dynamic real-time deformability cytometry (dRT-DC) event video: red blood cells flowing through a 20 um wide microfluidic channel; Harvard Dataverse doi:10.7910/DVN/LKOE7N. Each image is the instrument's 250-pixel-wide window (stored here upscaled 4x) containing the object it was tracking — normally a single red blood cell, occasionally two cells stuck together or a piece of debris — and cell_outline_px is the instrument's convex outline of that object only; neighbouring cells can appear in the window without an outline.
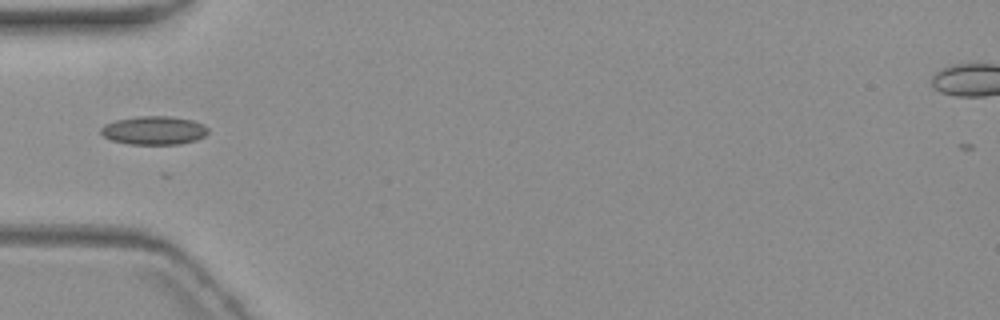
{"species": "common noctule bat (a hibernating species)", "species_latin": "Nyctalus noctula", "temperature_condition": "warm", "stored_images_in_passage": 3, "camera_frame_rate_fps": 3000, "um_per_image_px": 0.085, "animal": {"sex": "female", "body_mass_g": 19.3, "forearm_length_mm": 54.1}, "frame": {"image": 1, "passage_image": 3, "time_ms": 5.0, "image_size_px": [1000, 320], "cell_outline_px": [[208, 132], [204, 136], [196, 140], [180, 144], [128, 144], [112, 140], [104, 136], [100, 132], [100, 128], [104, 124], [116, 120], [136, 116], [168, 116], [192, 120], [204, 124], [208, 128]], "centroid_in_image_um": [13.08, 11.08], "position_along_channel_um": 71.9, "area_um2": 17.86}}